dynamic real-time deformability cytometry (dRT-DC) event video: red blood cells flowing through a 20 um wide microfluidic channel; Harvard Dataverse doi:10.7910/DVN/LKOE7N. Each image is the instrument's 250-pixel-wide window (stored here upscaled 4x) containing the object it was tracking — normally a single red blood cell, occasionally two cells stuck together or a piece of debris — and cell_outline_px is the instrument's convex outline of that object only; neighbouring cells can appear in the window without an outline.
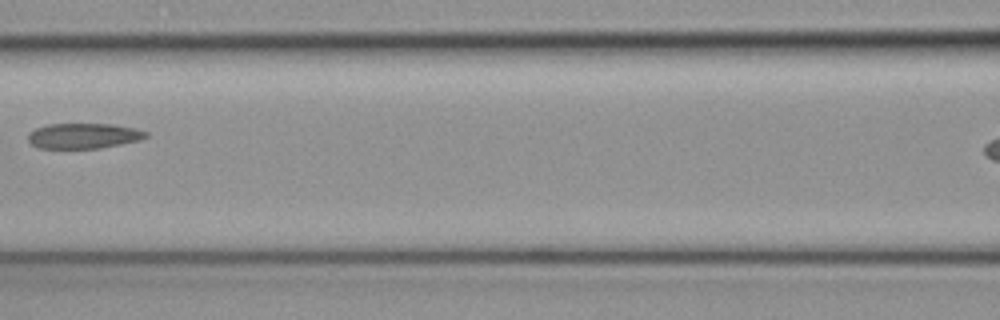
{"species": "common noctule bat (a hibernating species)", "species_latin": "Nyctalus noctula", "temperature_condition": "cold", "stored_images_in_passage": 7, "camera_frame_rate_fps": 3000, "um_per_image_px": 0.085, "animal": {"sex": "female", "body_mass_g": 19.3, "forearm_length_mm": 54.1}, "frame": {"image": 1, "passage_image": 6, "time_ms": 1.667, "image_size_px": [1000, 320], "cell_outline_px": [[148, 136], [140, 140], [100, 148], [40, 148], [32, 144], [28, 140], [28, 136], [36, 128], [48, 124], [112, 124], [136, 128], [148, 132]], "centroid_in_image_um": [7.14, 11.54], "position_along_channel_um": 159.5, "area_um2": 17.28}}